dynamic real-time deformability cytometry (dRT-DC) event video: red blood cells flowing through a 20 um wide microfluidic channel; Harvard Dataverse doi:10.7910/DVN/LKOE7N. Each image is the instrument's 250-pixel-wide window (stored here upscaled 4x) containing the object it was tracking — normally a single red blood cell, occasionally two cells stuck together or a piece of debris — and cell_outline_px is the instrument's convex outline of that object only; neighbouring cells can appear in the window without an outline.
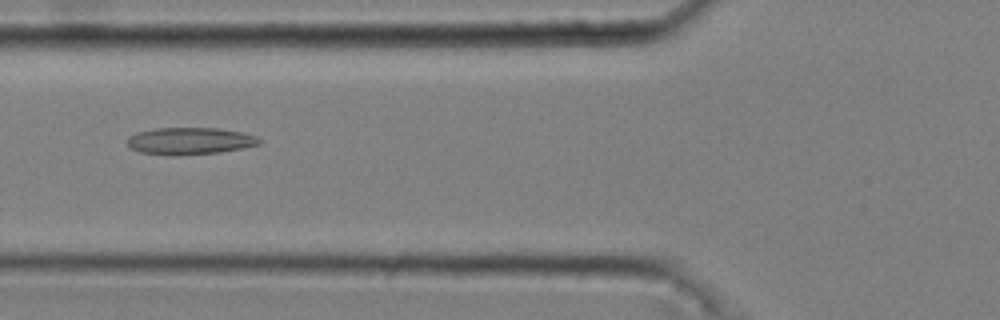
{"species": "common noctule bat (a hibernating species)", "species_latin": "Nyctalus noctula", "temperature_condition": "cold", "stored_images_in_passage": 44, "camera_frame_rate_fps": 3000, "um_per_image_px": 0.085, "animal": {"sex": "male", "body_mass_g": 20.4}, "frame": {"image": 1, "passage_image": 16, "time_ms": 5.0, "image_size_px": [1000, 320], "cell_outline_px": [[264, 140], [260, 144], [220, 152], [180, 156], [172, 156], [140, 152], [132, 148], [128, 144], [128, 136], [136, 132], [156, 128], [216, 128], [240, 132], [256, 136]], "centroid_in_image_um": [16.13, 11.99], "position_along_channel_um": 109.7, "area_um2": 20.87}}
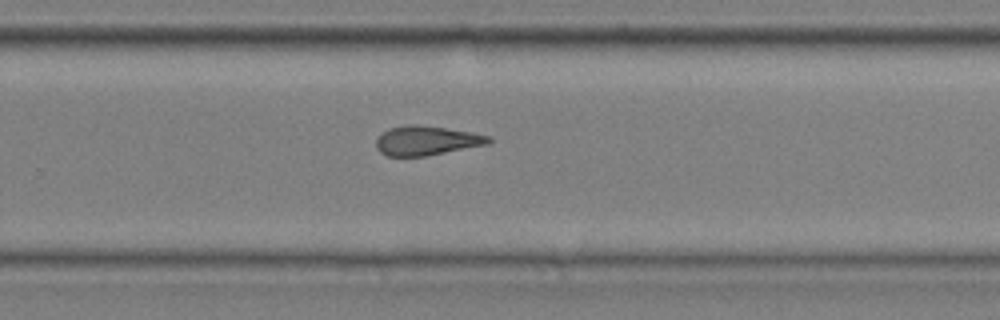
{"frame": {"image": 2, "passage_image": 31, "time_ms": 10.0, "image_size_px": [1000, 320], "cell_outline_px": [[492, 140], [488, 144], [424, 156], [388, 156], [380, 152], [376, 148], [376, 140], [388, 128], [408, 124], [416, 124], [472, 132], [492, 136]], "centroid_in_image_um": [36.26, 11.94], "position_along_channel_um": 293.5, "area_um2": 19.13}}
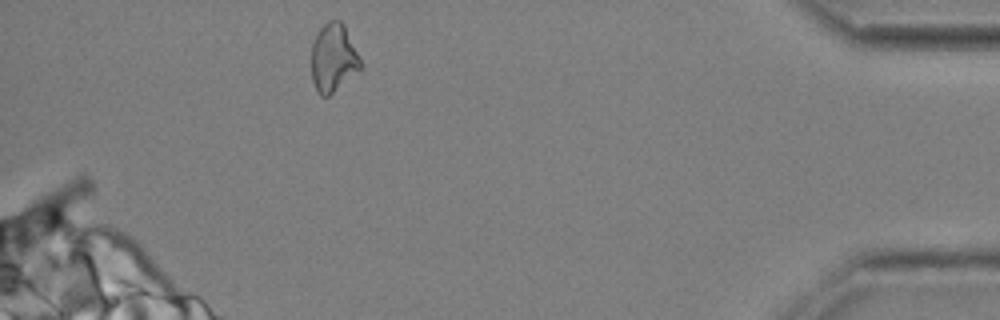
{"frame": {"image": 3, "passage_image": 44, "time_ms": 14.333, "image_size_px": [1000, 320], "cell_outline_px": [[360, 68], [328, 96], [320, 96], [316, 92], [312, 80], [312, 44], [316, 32], [328, 20], [340, 20], [344, 24], [360, 60]], "centroid_in_image_um": [28.28, 4.9], "position_along_channel_um": 406.9, "area_um2": 19.13}, "authors_computed_cell_mechanics": {"area_um2": 19.8832, "velocity_mm_per_s": 3.682, "shape_relaxation_time_tau1_ms": null, "shape_relaxation_time_tau2_ms": 3.2955, "deformation_change_tau1": null, "deformation_change_tau2": 0.1386}}